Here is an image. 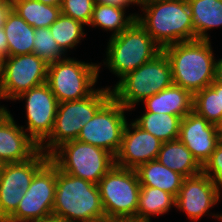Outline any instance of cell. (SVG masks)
<instances>
[{"label":"cell","instance_id":"6da1fadb","mask_svg":"<svg viewBox=\"0 0 222 222\" xmlns=\"http://www.w3.org/2000/svg\"><path fill=\"white\" fill-rule=\"evenodd\" d=\"M162 50L169 59L174 85L194 95L214 81L216 60L210 40L183 41Z\"/></svg>","mask_w":222,"mask_h":222},{"label":"cell","instance_id":"7a4b0ae2","mask_svg":"<svg viewBox=\"0 0 222 222\" xmlns=\"http://www.w3.org/2000/svg\"><path fill=\"white\" fill-rule=\"evenodd\" d=\"M136 20L163 49L168 45L194 40V26L187 0H149L139 5Z\"/></svg>","mask_w":222,"mask_h":222},{"label":"cell","instance_id":"3957f363","mask_svg":"<svg viewBox=\"0 0 222 222\" xmlns=\"http://www.w3.org/2000/svg\"><path fill=\"white\" fill-rule=\"evenodd\" d=\"M53 215L65 222L106 220L98 186L56 167Z\"/></svg>","mask_w":222,"mask_h":222},{"label":"cell","instance_id":"277c9868","mask_svg":"<svg viewBox=\"0 0 222 222\" xmlns=\"http://www.w3.org/2000/svg\"><path fill=\"white\" fill-rule=\"evenodd\" d=\"M162 48L135 20L119 35L110 37L106 51V65L119 81L128 73L156 57Z\"/></svg>","mask_w":222,"mask_h":222},{"label":"cell","instance_id":"5b68a950","mask_svg":"<svg viewBox=\"0 0 222 222\" xmlns=\"http://www.w3.org/2000/svg\"><path fill=\"white\" fill-rule=\"evenodd\" d=\"M173 85L172 69L163 50L153 59L128 73L112 88V96L126 109Z\"/></svg>","mask_w":222,"mask_h":222},{"label":"cell","instance_id":"8992f818","mask_svg":"<svg viewBox=\"0 0 222 222\" xmlns=\"http://www.w3.org/2000/svg\"><path fill=\"white\" fill-rule=\"evenodd\" d=\"M112 97L111 87L97 88L88 97L77 101L60 102L55 117L54 128L39 150L50 155L60 145L76 140L82 127Z\"/></svg>","mask_w":222,"mask_h":222},{"label":"cell","instance_id":"52a82bcc","mask_svg":"<svg viewBox=\"0 0 222 222\" xmlns=\"http://www.w3.org/2000/svg\"><path fill=\"white\" fill-rule=\"evenodd\" d=\"M49 157L62 172L96 185L115 165V157L111 153L77 139L60 145Z\"/></svg>","mask_w":222,"mask_h":222},{"label":"cell","instance_id":"ba28073f","mask_svg":"<svg viewBox=\"0 0 222 222\" xmlns=\"http://www.w3.org/2000/svg\"><path fill=\"white\" fill-rule=\"evenodd\" d=\"M97 186L106 220L137 218L141 185L135 169L114 165Z\"/></svg>","mask_w":222,"mask_h":222},{"label":"cell","instance_id":"9c48e42d","mask_svg":"<svg viewBox=\"0 0 222 222\" xmlns=\"http://www.w3.org/2000/svg\"><path fill=\"white\" fill-rule=\"evenodd\" d=\"M99 70L96 63L66 57L48 65L47 84L59 103L81 100L96 90Z\"/></svg>","mask_w":222,"mask_h":222},{"label":"cell","instance_id":"30bf717a","mask_svg":"<svg viewBox=\"0 0 222 222\" xmlns=\"http://www.w3.org/2000/svg\"><path fill=\"white\" fill-rule=\"evenodd\" d=\"M125 111L130 110L112 96L82 127L77 140L102 148L116 157L127 123Z\"/></svg>","mask_w":222,"mask_h":222},{"label":"cell","instance_id":"8fae6325","mask_svg":"<svg viewBox=\"0 0 222 222\" xmlns=\"http://www.w3.org/2000/svg\"><path fill=\"white\" fill-rule=\"evenodd\" d=\"M56 166L49 160L33 177L16 211L6 222H33L53 215Z\"/></svg>","mask_w":222,"mask_h":222},{"label":"cell","instance_id":"7c38bea8","mask_svg":"<svg viewBox=\"0 0 222 222\" xmlns=\"http://www.w3.org/2000/svg\"><path fill=\"white\" fill-rule=\"evenodd\" d=\"M49 160V155L39 150L27 161L2 165L0 169V214L5 220L16 211L34 175Z\"/></svg>","mask_w":222,"mask_h":222},{"label":"cell","instance_id":"4fadbf2b","mask_svg":"<svg viewBox=\"0 0 222 222\" xmlns=\"http://www.w3.org/2000/svg\"><path fill=\"white\" fill-rule=\"evenodd\" d=\"M48 64L34 53L8 56L0 83L3 100H15L31 88L47 83Z\"/></svg>","mask_w":222,"mask_h":222},{"label":"cell","instance_id":"5bb4252c","mask_svg":"<svg viewBox=\"0 0 222 222\" xmlns=\"http://www.w3.org/2000/svg\"><path fill=\"white\" fill-rule=\"evenodd\" d=\"M26 100V117L29 136L40 146L53 131L59 102L47 83L31 88L15 98Z\"/></svg>","mask_w":222,"mask_h":222},{"label":"cell","instance_id":"9a60e30c","mask_svg":"<svg viewBox=\"0 0 222 222\" xmlns=\"http://www.w3.org/2000/svg\"><path fill=\"white\" fill-rule=\"evenodd\" d=\"M220 195L215 183L201 172L184 178L175 198V208L186 212L190 220L197 221L218 203Z\"/></svg>","mask_w":222,"mask_h":222},{"label":"cell","instance_id":"2e32d148","mask_svg":"<svg viewBox=\"0 0 222 222\" xmlns=\"http://www.w3.org/2000/svg\"><path fill=\"white\" fill-rule=\"evenodd\" d=\"M178 139L191 151L197 162L203 166L222 140L219 127L191 111L181 120Z\"/></svg>","mask_w":222,"mask_h":222},{"label":"cell","instance_id":"e0dca14e","mask_svg":"<svg viewBox=\"0 0 222 222\" xmlns=\"http://www.w3.org/2000/svg\"><path fill=\"white\" fill-rule=\"evenodd\" d=\"M162 143L134 121L131 124L126 123L121 148L115 157V165L136 169L141 164L156 160Z\"/></svg>","mask_w":222,"mask_h":222},{"label":"cell","instance_id":"ac0fdd59","mask_svg":"<svg viewBox=\"0 0 222 222\" xmlns=\"http://www.w3.org/2000/svg\"><path fill=\"white\" fill-rule=\"evenodd\" d=\"M39 145L14 121L10 112L0 121V161L19 163L32 158Z\"/></svg>","mask_w":222,"mask_h":222},{"label":"cell","instance_id":"d6986e66","mask_svg":"<svg viewBox=\"0 0 222 222\" xmlns=\"http://www.w3.org/2000/svg\"><path fill=\"white\" fill-rule=\"evenodd\" d=\"M145 111L166 113L183 118L193 110V95L182 87L172 85L146 98Z\"/></svg>","mask_w":222,"mask_h":222},{"label":"cell","instance_id":"ffe728a7","mask_svg":"<svg viewBox=\"0 0 222 222\" xmlns=\"http://www.w3.org/2000/svg\"><path fill=\"white\" fill-rule=\"evenodd\" d=\"M135 171L141 186L161 189L175 198L185 178L181 174L162 165L157 159L141 164Z\"/></svg>","mask_w":222,"mask_h":222},{"label":"cell","instance_id":"44dd1931","mask_svg":"<svg viewBox=\"0 0 222 222\" xmlns=\"http://www.w3.org/2000/svg\"><path fill=\"white\" fill-rule=\"evenodd\" d=\"M157 160L185 178L202 172V166L179 139L163 142Z\"/></svg>","mask_w":222,"mask_h":222},{"label":"cell","instance_id":"7402d4cb","mask_svg":"<svg viewBox=\"0 0 222 222\" xmlns=\"http://www.w3.org/2000/svg\"><path fill=\"white\" fill-rule=\"evenodd\" d=\"M194 26V40H210L207 31L222 26V0H187Z\"/></svg>","mask_w":222,"mask_h":222},{"label":"cell","instance_id":"603a6c76","mask_svg":"<svg viewBox=\"0 0 222 222\" xmlns=\"http://www.w3.org/2000/svg\"><path fill=\"white\" fill-rule=\"evenodd\" d=\"M8 40V56L33 53L35 28L21 18L15 10L7 16L3 26Z\"/></svg>","mask_w":222,"mask_h":222},{"label":"cell","instance_id":"cb8c5ba5","mask_svg":"<svg viewBox=\"0 0 222 222\" xmlns=\"http://www.w3.org/2000/svg\"><path fill=\"white\" fill-rule=\"evenodd\" d=\"M181 120L179 116L145 111L134 122L160 141L168 142L178 139Z\"/></svg>","mask_w":222,"mask_h":222},{"label":"cell","instance_id":"d4e9b609","mask_svg":"<svg viewBox=\"0 0 222 222\" xmlns=\"http://www.w3.org/2000/svg\"><path fill=\"white\" fill-rule=\"evenodd\" d=\"M126 9L106 4L95 3L93 15L89 26L100 27L101 29L112 31V35H119L127 29L139 14H130L126 17Z\"/></svg>","mask_w":222,"mask_h":222},{"label":"cell","instance_id":"484cf974","mask_svg":"<svg viewBox=\"0 0 222 222\" xmlns=\"http://www.w3.org/2000/svg\"><path fill=\"white\" fill-rule=\"evenodd\" d=\"M13 10L33 28H49L61 14L60 6L45 5L37 0H13Z\"/></svg>","mask_w":222,"mask_h":222},{"label":"cell","instance_id":"4316f807","mask_svg":"<svg viewBox=\"0 0 222 222\" xmlns=\"http://www.w3.org/2000/svg\"><path fill=\"white\" fill-rule=\"evenodd\" d=\"M175 197L155 187L141 186L139 191L137 218L150 220L151 215H163L175 207Z\"/></svg>","mask_w":222,"mask_h":222},{"label":"cell","instance_id":"83f0119b","mask_svg":"<svg viewBox=\"0 0 222 222\" xmlns=\"http://www.w3.org/2000/svg\"><path fill=\"white\" fill-rule=\"evenodd\" d=\"M193 111L219 127L222 124L221 83L213 81L210 86L196 92L193 95Z\"/></svg>","mask_w":222,"mask_h":222},{"label":"cell","instance_id":"f1b7e54d","mask_svg":"<svg viewBox=\"0 0 222 222\" xmlns=\"http://www.w3.org/2000/svg\"><path fill=\"white\" fill-rule=\"evenodd\" d=\"M84 24L73 18L60 14L56 21L50 27V33L57 42L60 49L67 53L68 49H72L80 43V40L86 36L83 32Z\"/></svg>","mask_w":222,"mask_h":222},{"label":"cell","instance_id":"f546056e","mask_svg":"<svg viewBox=\"0 0 222 222\" xmlns=\"http://www.w3.org/2000/svg\"><path fill=\"white\" fill-rule=\"evenodd\" d=\"M33 43V53L48 65L66 58V54L53 39V35L50 33L49 28H36Z\"/></svg>","mask_w":222,"mask_h":222},{"label":"cell","instance_id":"4dcf8cb0","mask_svg":"<svg viewBox=\"0 0 222 222\" xmlns=\"http://www.w3.org/2000/svg\"><path fill=\"white\" fill-rule=\"evenodd\" d=\"M94 6L95 0H62L60 10L62 14L89 26Z\"/></svg>","mask_w":222,"mask_h":222},{"label":"cell","instance_id":"1f68e13d","mask_svg":"<svg viewBox=\"0 0 222 222\" xmlns=\"http://www.w3.org/2000/svg\"><path fill=\"white\" fill-rule=\"evenodd\" d=\"M202 172L207 175L221 192L222 188V140L218 143L210 158L202 166Z\"/></svg>","mask_w":222,"mask_h":222},{"label":"cell","instance_id":"d6a6232c","mask_svg":"<svg viewBox=\"0 0 222 222\" xmlns=\"http://www.w3.org/2000/svg\"><path fill=\"white\" fill-rule=\"evenodd\" d=\"M13 9V2L11 0H0V27L6 23L7 16Z\"/></svg>","mask_w":222,"mask_h":222},{"label":"cell","instance_id":"836d02e7","mask_svg":"<svg viewBox=\"0 0 222 222\" xmlns=\"http://www.w3.org/2000/svg\"><path fill=\"white\" fill-rule=\"evenodd\" d=\"M95 3L117 6L123 9H126L131 4L138 5L137 0H95Z\"/></svg>","mask_w":222,"mask_h":222},{"label":"cell","instance_id":"e575fe53","mask_svg":"<svg viewBox=\"0 0 222 222\" xmlns=\"http://www.w3.org/2000/svg\"><path fill=\"white\" fill-rule=\"evenodd\" d=\"M0 50L8 57V40L3 27H0Z\"/></svg>","mask_w":222,"mask_h":222},{"label":"cell","instance_id":"d590c367","mask_svg":"<svg viewBox=\"0 0 222 222\" xmlns=\"http://www.w3.org/2000/svg\"><path fill=\"white\" fill-rule=\"evenodd\" d=\"M214 82L222 84V58L215 62V78Z\"/></svg>","mask_w":222,"mask_h":222},{"label":"cell","instance_id":"8d00e7d4","mask_svg":"<svg viewBox=\"0 0 222 222\" xmlns=\"http://www.w3.org/2000/svg\"><path fill=\"white\" fill-rule=\"evenodd\" d=\"M7 55L0 50V83L3 78L4 74V68H5V62H6Z\"/></svg>","mask_w":222,"mask_h":222},{"label":"cell","instance_id":"74e56055","mask_svg":"<svg viewBox=\"0 0 222 222\" xmlns=\"http://www.w3.org/2000/svg\"><path fill=\"white\" fill-rule=\"evenodd\" d=\"M111 222H151L150 220L138 219V218H117L111 220Z\"/></svg>","mask_w":222,"mask_h":222},{"label":"cell","instance_id":"f35d334b","mask_svg":"<svg viewBox=\"0 0 222 222\" xmlns=\"http://www.w3.org/2000/svg\"><path fill=\"white\" fill-rule=\"evenodd\" d=\"M33 222H65V221H63L61 218L57 216L51 215Z\"/></svg>","mask_w":222,"mask_h":222},{"label":"cell","instance_id":"ab89813d","mask_svg":"<svg viewBox=\"0 0 222 222\" xmlns=\"http://www.w3.org/2000/svg\"><path fill=\"white\" fill-rule=\"evenodd\" d=\"M45 5H53V6H60L62 0H37Z\"/></svg>","mask_w":222,"mask_h":222},{"label":"cell","instance_id":"60d3db41","mask_svg":"<svg viewBox=\"0 0 222 222\" xmlns=\"http://www.w3.org/2000/svg\"><path fill=\"white\" fill-rule=\"evenodd\" d=\"M0 99H3L1 96H0ZM10 111L4 107V106H0V121L9 113Z\"/></svg>","mask_w":222,"mask_h":222},{"label":"cell","instance_id":"b9f144b4","mask_svg":"<svg viewBox=\"0 0 222 222\" xmlns=\"http://www.w3.org/2000/svg\"><path fill=\"white\" fill-rule=\"evenodd\" d=\"M214 217L220 219L219 221L222 222V214H212Z\"/></svg>","mask_w":222,"mask_h":222},{"label":"cell","instance_id":"7bdbcfd3","mask_svg":"<svg viewBox=\"0 0 222 222\" xmlns=\"http://www.w3.org/2000/svg\"><path fill=\"white\" fill-rule=\"evenodd\" d=\"M146 1H149V0H137V3H138V5H140V4H142V3L146 2Z\"/></svg>","mask_w":222,"mask_h":222},{"label":"cell","instance_id":"ee69618b","mask_svg":"<svg viewBox=\"0 0 222 222\" xmlns=\"http://www.w3.org/2000/svg\"><path fill=\"white\" fill-rule=\"evenodd\" d=\"M0 222H6V220L0 214Z\"/></svg>","mask_w":222,"mask_h":222},{"label":"cell","instance_id":"f6af8a7d","mask_svg":"<svg viewBox=\"0 0 222 222\" xmlns=\"http://www.w3.org/2000/svg\"><path fill=\"white\" fill-rule=\"evenodd\" d=\"M219 131H220L221 137H222V124L219 126Z\"/></svg>","mask_w":222,"mask_h":222},{"label":"cell","instance_id":"bcb514c9","mask_svg":"<svg viewBox=\"0 0 222 222\" xmlns=\"http://www.w3.org/2000/svg\"><path fill=\"white\" fill-rule=\"evenodd\" d=\"M100 222H111V220H104V221H100Z\"/></svg>","mask_w":222,"mask_h":222},{"label":"cell","instance_id":"7dc6e473","mask_svg":"<svg viewBox=\"0 0 222 222\" xmlns=\"http://www.w3.org/2000/svg\"><path fill=\"white\" fill-rule=\"evenodd\" d=\"M221 100H222V84H221Z\"/></svg>","mask_w":222,"mask_h":222}]
</instances>
